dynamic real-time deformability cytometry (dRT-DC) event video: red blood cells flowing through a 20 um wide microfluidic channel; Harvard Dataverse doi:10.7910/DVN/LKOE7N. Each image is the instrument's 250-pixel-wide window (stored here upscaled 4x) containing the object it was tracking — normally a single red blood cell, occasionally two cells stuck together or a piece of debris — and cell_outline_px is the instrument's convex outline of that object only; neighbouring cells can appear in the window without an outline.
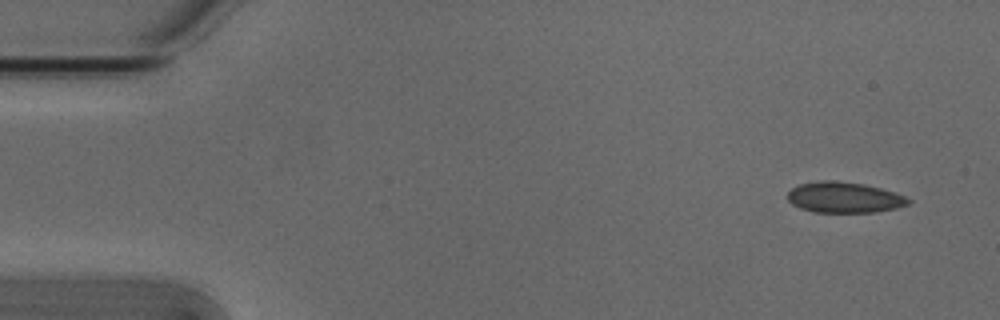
{"species": "Egyptian fruit bat (a non-hibernating species)", "species_latin": "Rousettus aegyptiacus", "temperature_condition": "cold", "stored_images_in_passage": 5, "camera_frame_rate_fps": 3000, "um_per_image_px": 0.085, "animal": {"sex": "male"}, "frame": {"image": 1, "passage_image": 1, "time_ms": 0.0, "image_size_px": [1000, 320], "cell_outline_px": [[912, 200], [908, 204], [896, 208], [876, 212], [812, 212], [800, 208], [792, 204], [788, 200], [788, 192], [792, 188], [800, 184], [820, 180], [836, 180], [864, 184], [880, 188], [904, 196]], "centroid_in_image_um": [71.73, 16.78], "position_along_channel_um": 13.3, "area_um2": 21.62}}
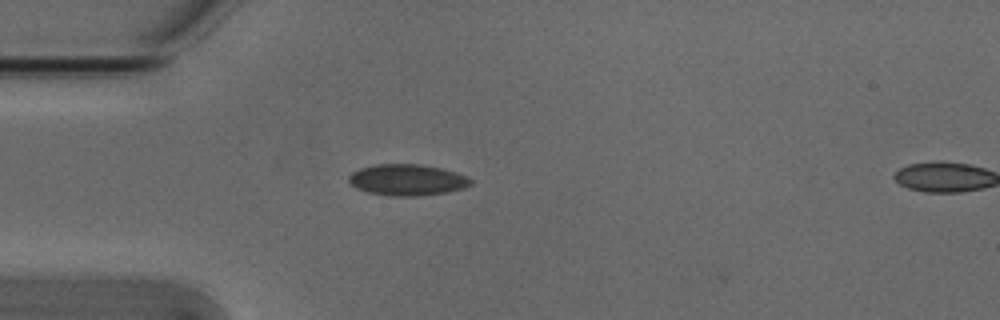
{"frame": {"image": 2, "passage_image": 4, "time_ms": 1.0, "image_size_px": [1000, 320], "cell_outline_px": [[472, 184], [464, 188], [448, 192], [416, 196], [388, 196], [368, 192], [356, 188], [348, 180], [348, 176], [352, 172], [360, 168], [376, 164], [420, 164], [440, 168], [456, 172], [468, 176], [472, 180]], "centroid_in_image_um": [34.62, 15.29], "position_along_channel_um": 50.4, "area_um2": 22.31}}